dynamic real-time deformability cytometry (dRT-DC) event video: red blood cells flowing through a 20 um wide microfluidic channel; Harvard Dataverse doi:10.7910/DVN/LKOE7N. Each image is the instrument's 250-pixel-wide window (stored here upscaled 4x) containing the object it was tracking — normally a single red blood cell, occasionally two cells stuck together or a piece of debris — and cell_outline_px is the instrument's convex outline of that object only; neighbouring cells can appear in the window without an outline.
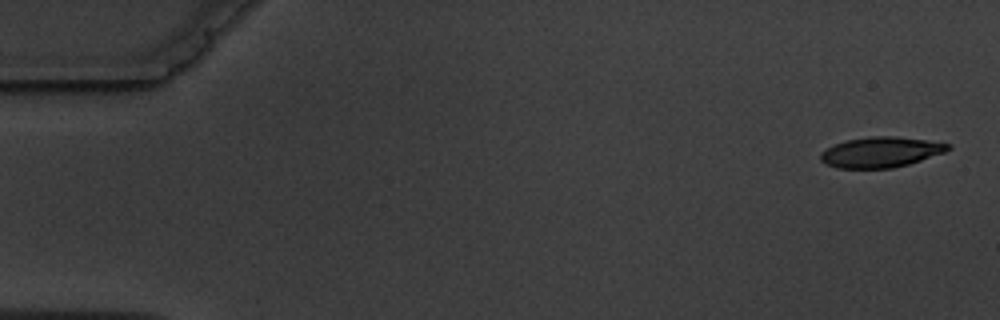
{"species": "common noctule bat (a hibernating species)", "species_latin": "Nyctalus noctula", "temperature_condition": "warm", "stored_images_in_passage": 5, "camera_frame_rate_fps": 3000, "um_per_image_px": 0.085, "animal": {"sex": "male", "body_mass_g": 19.5, "forearm_length_mm": 54.6}, "frame": {"image": 1, "passage_image": 1, "time_ms": 0.0, "image_size_px": [1000, 320], "cell_outline_px": [[952, 148], [944, 152], [908, 164], [892, 168], [836, 168], [820, 160], [820, 152], [836, 144], [848, 140], [868, 136], [896, 136], [952, 144]], "centroid_in_image_um": [74.87, 12.93], "position_along_channel_um": 10.1, "area_um2": 22.37}}
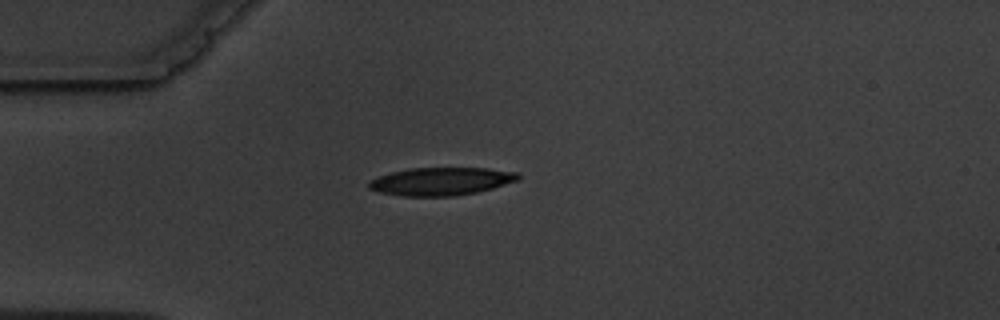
{"frame": {"image": 2, "passage_image": 5, "time_ms": 4.333, "image_size_px": [1000, 320], "cell_outline_px": [[520, 176], [516, 180], [492, 188], [476, 192], [456, 196], [404, 196], [380, 192], [368, 188], [368, 184], [372, 180], [380, 176], [392, 172], [408, 168], [488, 168], [516, 172]], "centroid_in_image_um": [37.48, 15.41], "position_along_channel_um": 47.5, "area_um2": 23.99}}